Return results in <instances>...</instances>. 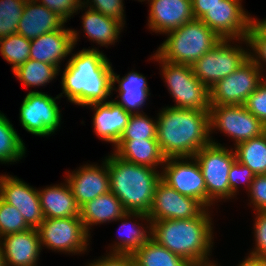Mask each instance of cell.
Listing matches in <instances>:
<instances>
[{
	"label": "cell",
	"instance_id": "cell-30",
	"mask_svg": "<svg viewBox=\"0 0 266 266\" xmlns=\"http://www.w3.org/2000/svg\"><path fill=\"white\" fill-rule=\"evenodd\" d=\"M233 149L237 161L251 169L255 175H266V132Z\"/></svg>",
	"mask_w": 266,
	"mask_h": 266
},
{
	"label": "cell",
	"instance_id": "cell-40",
	"mask_svg": "<svg viewBox=\"0 0 266 266\" xmlns=\"http://www.w3.org/2000/svg\"><path fill=\"white\" fill-rule=\"evenodd\" d=\"M255 177V174L247 166L241 164L235 160L229 170V186L231 191V197H234L239 188V183L245 182L249 190L250 185Z\"/></svg>",
	"mask_w": 266,
	"mask_h": 266
},
{
	"label": "cell",
	"instance_id": "cell-23",
	"mask_svg": "<svg viewBox=\"0 0 266 266\" xmlns=\"http://www.w3.org/2000/svg\"><path fill=\"white\" fill-rule=\"evenodd\" d=\"M38 194L45 219L80 216V207L67 181L64 185L61 183V185L46 187L38 191Z\"/></svg>",
	"mask_w": 266,
	"mask_h": 266
},
{
	"label": "cell",
	"instance_id": "cell-3",
	"mask_svg": "<svg viewBox=\"0 0 266 266\" xmlns=\"http://www.w3.org/2000/svg\"><path fill=\"white\" fill-rule=\"evenodd\" d=\"M211 220L206 208L194 218L154 221L151 238L192 266H214L208 258L213 247Z\"/></svg>",
	"mask_w": 266,
	"mask_h": 266
},
{
	"label": "cell",
	"instance_id": "cell-13",
	"mask_svg": "<svg viewBox=\"0 0 266 266\" xmlns=\"http://www.w3.org/2000/svg\"><path fill=\"white\" fill-rule=\"evenodd\" d=\"M240 1L222 0L210 8L200 20L221 39L239 40L247 45L253 17L242 8Z\"/></svg>",
	"mask_w": 266,
	"mask_h": 266
},
{
	"label": "cell",
	"instance_id": "cell-32",
	"mask_svg": "<svg viewBox=\"0 0 266 266\" xmlns=\"http://www.w3.org/2000/svg\"><path fill=\"white\" fill-rule=\"evenodd\" d=\"M57 66L29 59L13 71L23 86L36 87L50 83L59 73Z\"/></svg>",
	"mask_w": 266,
	"mask_h": 266
},
{
	"label": "cell",
	"instance_id": "cell-35",
	"mask_svg": "<svg viewBox=\"0 0 266 266\" xmlns=\"http://www.w3.org/2000/svg\"><path fill=\"white\" fill-rule=\"evenodd\" d=\"M27 0H0V39L17 33Z\"/></svg>",
	"mask_w": 266,
	"mask_h": 266
},
{
	"label": "cell",
	"instance_id": "cell-11",
	"mask_svg": "<svg viewBox=\"0 0 266 266\" xmlns=\"http://www.w3.org/2000/svg\"><path fill=\"white\" fill-rule=\"evenodd\" d=\"M41 246L54 251L81 253L87 249L88 233L79 217L48 218L37 228Z\"/></svg>",
	"mask_w": 266,
	"mask_h": 266
},
{
	"label": "cell",
	"instance_id": "cell-18",
	"mask_svg": "<svg viewBox=\"0 0 266 266\" xmlns=\"http://www.w3.org/2000/svg\"><path fill=\"white\" fill-rule=\"evenodd\" d=\"M78 34L77 31L64 27L32 39L29 59L51 64L60 69V62L77 44Z\"/></svg>",
	"mask_w": 266,
	"mask_h": 266
},
{
	"label": "cell",
	"instance_id": "cell-43",
	"mask_svg": "<svg viewBox=\"0 0 266 266\" xmlns=\"http://www.w3.org/2000/svg\"><path fill=\"white\" fill-rule=\"evenodd\" d=\"M248 193L254 210H266V175H255Z\"/></svg>",
	"mask_w": 266,
	"mask_h": 266
},
{
	"label": "cell",
	"instance_id": "cell-19",
	"mask_svg": "<svg viewBox=\"0 0 266 266\" xmlns=\"http://www.w3.org/2000/svg\"><path fill=\"white\" fill-rule=\"evenodd\" d=\"M0 245L5 266H36L42 250L36 228L1 237Z\"/></svg>",
	"mask_w": 266,
	"mask_h": 266
},
{
	"label": "cell",
	"instance_id": "cell-47",
	"mask_svg": "<svg viewBox=\"0 0 266 266\" xmlns=\"http://www.w3.org/2000/svg\"><path fill=\"white\" fill-rule=\"evenodd\" d=\"M252 23L266 36V19L258 21L257 18H252Z\"/></svg>",
	"mask_w": 266,
	"mask_h": 266
},
{
	"label": "cell",
	"instance_id": "cell-6",
	"mask_svg": "<svg viewBox=\"0 0 266 266\" xmlns=\"http://www.w3.org/2000/svg\"><path fill=\"white\" fill-rule=\"evenodd\" d=\"M153 59L159 61L167 88L176 104L172 107L190 110H209L210 90L193 73L192 66L168 62L156 53Z\"/></svg>",
	"mask_w": 266,
	"mask_h": 266
},
{
	"label": "cell",
	"instance_id": "cell-24",
	"mask_svg": "<svg viewBox=\"0 0 266 266\" xmlns=\"http://www.w3.org/2000/svg\"><path fill=\"white\" fill-rule=\"evenodd\" d=\"M125 213L126 210L122 202L111 191L86 202L80 207V219L88 233L92 225L117 221Z\"/></svg>",
	"mask_w": 266,
	"mask_h": 266
},
{
	"label": "cell",
	"instance_id": "cell-48",
	"mask_svg": "<svg viewBox=\"0 0 266 266\" xmlns=\"http://www.w3.org/2000/svg\"><path fill=\"white\" fill-rule=\"evenodd\" d=\"M0 266H5L4 263V256H3V252H2V247L0 245Z\"/></svg>",
	"mask_w": 266,
	"mask_h": 266
},
{
	"label": "cell",
	"instance_id": "cell-15",
	"mask_svg": "<svg viewBox=\"0 0 266 266\" xmlns=\"http://www.w3.org/2000/svg\"><path fill=\"white\" fill-rule=\"evenodd\" d=\"M205 209L199 200L180 194L161 179L155 188L148 217L151 223L158 220L190 219L199 216Z\"/></svg>",
	"mask_w": 266,
	"mask_h": 266
},
{
	"label": "cell",
	"instance_id": "cell-45",
	"mask_svg": "<svg viewBox=\"0 0 266 266\" xmlns=\"http://www.w3.org/2000/svg\"><path fill=\"white\" fill-rule=\"evenodd\" d=\"M222 0H191L192 13L195 19H201L210 8Z\"/></svg>",
	"mask_w": 266,
	"mask_h": 266
},
{
	"label": "cell",
	"instance_id": "cell-34",
	"mask_svg": "<svg viewBox=\"0 0 266 266\" xmlns=\"http://www.w3.org/2000/svg\"><path fill=\"white\" fill-rule=\"evenodd\" d=\"M157 139V120L142 113L131 114L119 140Z\"/></svg>",
	"mask_w": 266,
	"mask_h": 266
},
{
	"label": "cell",
	"instance_id": "cell-28",
	"mask_svg": "<svg viewBox=\"0 0 266 266\" xmlns=\"http://www.w3.org/2000/svg\"><path fill=\"white\" fill-rule=\"evenodd\" d=\"M135 217L140 219L147 220V223H149L146 227L149 231L147 232L144 227L141 226V224H136V222L132 223L129 222V217ZM128 219V220H127ZM122 222V225L119 227L122 229L124 228L126 230V233L119 231V240L117 243L114 244L112 247L111 253H120V254H133L136 250H138L143 244H145L150 238H151V220L148 217L147 214L143 213H129L126 212L125 215H123L118 221ZM128 221V222H127ZM132 223V224H131ZM136 225H138L136 227ZM140 225V226H139ZM120 230V229H119ZM123 230V231H125ZM148 233V234H147ZM126 235V236H125Z\"/></svg>",
	"mask_w": 266,
	"mask_h": 266
},
{
	"label": "cell",
	"instance_id": "cell-9",
	"mask_svg": "<svg viewBox=\"0 0 266 266\" xmlns=\"http://www.w3.org/2000/svg\"><path fill=\"white\" fill-rule=\"evenodd\" d=\"M261 71L249 57L237 70L209 89L210 105H244L247 98L264 81Z\"/></svg>",
	"mask_w": 266,
	"mask_h": 266
},
{
	"label": "cell",
	"instance_id": "cell-12",
	"mask_svg": "<svg viewBox=\"0 0 266 266\" xmlns=\"http://www.w3.org/2000/svg\"><path fill=\"white\" fill-rule=\"evenodd\" d=\"M39 91H30L20 107L21 126L36 136L53 134L61 123V113L56 99Z\"/></svg>",
	"mask_w": 266,
	"mask_h": 266
},
{
	"label": "cell",
	"instance_id": "cell-5",
	"mask_svg": "<svg viewBox=\"0 0 266 266\" xmlns=\"http://www.w3.org/2000/svg\"><path fill=\"white\" fill-rule=\"evenodd\" d=\"M167 35L156 54L168 62L190 66L222 40L200 19L185 23Z\"/></svg>",
	"mask_w": 266,
	"mask_h": 266
},
{
	"label": "cell",
	"instance_id": "cell-46",
	"mask_svg": "<svg viewBox=\"0 0 266 266\" xmlns=\"http://www.w3.org/2000/svg\"><path fill=\"white\" fill-rule=\"evenodd\" d=\"M238 266H266V259L250 254Z\"/></svg>",
	"mask_w": 266,
	"mask_h": 266
},
{
	"label": "cell",
	"instance_id": "cell-44",
	"mask_svg": "<svg viewBox=\"0 0 266 266\" xmlns=\"http://www.w3.org/2000/svg\"><path fill=\"white\" fill-rule=\"evenodd\" d=\"M110 254V255H109ZM88 266H134L132 254L109 253Z\"/></svg>",
	"mask_w": 266,
	"mask_h": 266
},
{
	"label": "cell",
	"instance_id": "cell-26",
	"mask_svg": "<svg viewBox=\"0 0 266 266\" xmlns=\"http://www.w3.org/2000/svg\"><path fill=\"white\" fill-rule=\"evenodd\" d=\"M114 149V153L121 159L154 169L158 165H163L166 159L157 139L119 140Z\"/></svg>",
	"mask_w": 266,
	"mask_h": 266
},
{
	"label": "cell",
	"instance_id": "cell-21",
	"mask_svg": "<svg viewBox=\"0 0 266 266\" xmlns=\"http://www.w3.org/2000/svg\"><path fill=\"white\" fill-rule=\"evenodd\" d=\"M88 106L93 107L92 109L95 111L93 117L95 134L103 141L111 142L115 146L124 132L131 114L114 100L93 103Z\"/></svg>",
	"mask_w": 266,
	"mask_h": 266
},
{
	"label": "cell",
	"instance_id": "cell-37",
	"mask_svg": "<svg viewBox=\"0 0 266 266\" xmlns=\"http://www.w3.org/2000/svg\"><path fill=\"white\" fill-rule=\"evenodd\" d=\"M247 40L248 46L254 51L249 52V57L260 69H263V67H261L263 66L261 61L266 63V36L252 23L249 28Z\"/></svg>",
	"mask_w": 266,
	"mask_h": 266
},
{
	"label": "cell",
	"instance_id": "cell-41",
	"mask_svg": "<svg viewBox=\"0 0 266 266\" xmlns=\"http://www.w3.org/2000/svg\"><path fill=\"white\" fill-rule=\"evenodd\" d=\"M40 4L47 7L52 12L58 14L65 21L68 20L78 10L85 7L82 5V0H36Z\"/></svg>",
	"mask_w": 266,
	"mask_h": 266
},
{
	"label": "cell",
	"instance_id": "cell-33",
	"mask_svg": "<svg viewBox=\"0 0 266 266\" xmlns=\"http://www.w3.org/2000/svg\"><path fill=\"white\" fill-rule=\"evenodd\" d=\"M30 44L31 40L17 33L0 39V53L9 64L13 65L12 71L29 60Z\"/></svg>",
	"mask_w": 266,
	"mask_h": 266
},
{
	"label": "cell",
	"instance_id": "cell-38",
	"mask_svg": "<svg viewBox=\"0 0 266 266\" xmlns=\"http://www.w3.org/2000/svg\"><path fill=\"white\" fill-rule=\"evenodd\" d=\"M82 5H86L87 7L90 5L89 8L113 18L121 22L123 25L125 24L123 0H92L91 2L89 0L85 2L84 0L82 1Z\"/></svg>",
	"mask_w": 266,
	"mask_h": 266
},
{
	"label": "cell",
	"instance_id": "cell-17",
	"mask_svg": "<svg viewBox=\"0 0 266 266\" xmlns=\"http://www.w3.org/2000/svg\"><path fill=\"white\" fill-rule=\"evenodd\" d=\"M103 166L84 165L77 171L67 173V181L79 207L110 191L107 160Z\"/></svg>",
	"mask_w": 266,
	"mask_h": 266
},
{
	"label": "cell",
	"instance_id": "cell-25",
	"mask_svg": "<svg viewBox=\"0 0 266 266\" xmlns=\"http://www.w3.org/2000/svg\"><path fill=\"white\" fill-rule=\"evenodd\" d=\"M119 76L112 71V90L116 89L114 85L117 81L119 83L118 96L121 99V101H114L130 114L141 113L139 110L150 95L146 78L134 71L129 72L122 79Z\"/></svg>",
	"mask_w": 266,
	"mask_h": 266
},
{
	"label": "cell",
	"instance_id": "cell-31",
	"mask_svg": "<svg viewBox=\"0 0 266 266\" xmlns=\"http://www.w3.org/2000/svg\"><path fill=\"white\" fill-rule=\"evenodd\" d=\"M25 148L9 119L0 113V162L6 164L19 161L25 155Z\"/></svg>",
	"mask_w": 266,
	"mask_h": 266
},
{
	"label": "cell",
	"instance_id": "cell-1",
	"mask_svg": "<svg viewBox=\"0 0 266 266\" xmlns=\"http://www.w3.org/2000/svg\"><path fill=\"white\" fill-rule=\"evenodd\" d=\"M112 66L97 48L73 54L62 75V89L67 99L83 107L106 102L112 93Z\"/></svg>",
	"mask_w": 266,
	"mask_h": 266
},
{
	"label": "cell",
	"instance_id": "cell-7",
	"mask_svg": "<svg viewBox=\"0 0 266 266\" xmlns=\"http://www.w3.org/2000/svg\"><path fill=\"white\" fill-rule=\"evenodd\" d=\"M194 157L205 181L207 208L218 199L231 198L229 170L236 160L235 151L211 140V143L201 148Z\"/></svg>",
	"mask_w": 266,
	"mask_h": 266
},
{
	"label": "cell",
	"instance_id": "cell-27",
	"mask_svg": "<svg viewBox=\"0 0 266 266\" xmlns=\"http://www.w3.org/2000/svg\"><path fill=\"white\" fill-rule=\"evenodd\" d=\"M82 20L83 31L87 37L102 47L114 44L120 35V30L124 27L121 22L91 8H88Z\"/></svg>",
	"mask_w": 266,
	"mask_h": 266
},
{
	"label": "cell",
	"instance_id": "cell-39",
	"mask_svg": "<svg viewBox=\"0 0 266 266\" xmlns=\"http://www.w3.org/2000/svg\"><path fill=\"white\" fill-rule=\"evenodd\" d=\"M245 108L266 125V78L247 98Z\"/></svg>",
	"mask_w": 266,
	"mask_h": 266
},
{
	"label": "cell",
	"instance_id": "cell-10",
	"mask_svg": "<svg viewBox=\"0 0 266 266\" xmlns=\"http://www.w3.org/2000/svg\"><path fill=\"white\" fill-rule=\"evenodd\" d=\"M210 134L221 130L235 141V146L266 132L263 124L244 105H219L209 108Z\"/></svg>",
	"mask_w": 266,
	"mask_h": 266
},
{
	"label": "cell",
	"instance_id": "cell-4",
	"mask_svg": "<svg viewBox=\"0 0 266 266\" xmlns=\"http://www.w3.org/2000/svg\"><path fill=\"white\" fill-rule=\"evenodd\" d=\"M105 158L110 191L122 202L126 212L148 215L161 173L149 166L127 162L115 153Z\"/></svg>",
	"mask_w": 266,
	"mask_h": 266
},
{
	"label": "cell",
	"instance_id": "cell-42",
	"mask_svg": "<svg viewBox=\"0 0 266 266\" xmlns=\"http://www.w3.org/2000/svg\"><path fill=\"white\" fill-rule=\"evenodd\" d=\"M254 224L255 248L250 253L266 259V210L257 211Z\"/></svg>",
	"mask_w": 266,
	"mask_h": 266
},
{
	"label": "cell",
	"instance_id": "cell-29",
	"mask_svg": "<svg viewBox=\"0 0 266 266\" xmlns=\"http://www.w3.org/2000/svg\"><path fill=\"white\" fill-rule=\"evenodd\" d=\"M134 266H192L181 256L174 254L150 238L133 254Z\"/></svg>",
	"mask_w": 266,
	"mask_h": 266
},
{
	"label": "cell",
	"instance_id": "cell-36",
	"mask_svg": "<svg viewBox=\"0 0 266 266\" xmlns=\"http://www.w3.org/2000/svg\"><path fill=\"white\" fill-rule=\"evenodd\" d=\"M28 229L22 214L0 197V238Z\"/></svg>",
	"mask_w": 266,
	"mask_h": 266
},
{
	"label": "cell",
	"instance_id": "cell-2",
	"mask_svg": "<svg viewBox=\"0 0 266 266\" xmlns=\"http://www.w3.org/2000/svg\"><path fill=\"white\" fill-rule=\"evenodd\" d=\"M209 110L162 108L157 118V141L163 155L194 157L211 143Z\"/></svg>",
	"mask_w": 266,
	"mask_h": 266
},
{
	"label": "cell",
	"instance_id": "cell-8",
	"mask_svg": "<svg viewBox=\"0 0 266 266\" xmlns=\"http://www.w3.org/2000/svg\"><path fill=\"white\" fill-rule=\"evenodd\" d=\"M232 39L220 40L210 51L192 66L197 79L209 89L219 80L237 70L249 58L250 53L240 46L230 45Z\"/></svg>",
	"mask_w": 266,
	"mask_h": 266
},
{
	"label": "cell",
	"instance_id": "cell-22",
	"mask_svg": "<svg viewBox=\"0 0 266 266\" xmlns=\"http://www.w3.org/2000/svg\"><path fill=\"white\" fill-rule=\"evenodd\" d=\"M67 23L58 14L36 0H27L23 15L18 23L17 34L32 40L45 33L64 28Z\"/></svg>",
	"mask_w": 266,
	"mask_h": 266
},
{
	"label": "cell",
	"instance_id": "cell-16",
	"mask_svg": "<svg viewBox=\"0 0 266 266\" xmlns=\"http://www.w3.org/2000/svg\"><path fill=\"white\" fill-rule=\"evenodd\" d=\"M0 197L22 214L30 228L37 229L45 220L38 189H34L21 179L8 175L0 176Z\"/></svg>",
	"mask_w": 266,
	"mask_h": 266
},
{
	"label": "cell",
	"instance_id": "cell-20",
	"mask_svg": "<svg viewBox=\"0 0 266 266\" xmlns=\"http://www.w3.org/2000/svg\"><path fill=\"white\" fill-rule=\"evenodd\" d=\"M149 1L148 26L155 33L167 34L195 19L192 13L191 0Z\"/></svg>",
	"mask_w": 266,
	"mask_h": 266
},
{
	"label": "cell",
	"instance_id": "cell-14",
	"mask_svg": "<svg viewBox=\"0 0 266 266\" xmlns=\"http://www.w3.org/2000/svg\"><path fill=\"white\" fill-rule=\"evenodd\" d=\"M163 165L161 179L166 184L182 195L199 200L207 208L206 185L195 157H168Z\"/></svg>",
	"mask_w": 266,
	"mask_h": 266
}]
</instances>
